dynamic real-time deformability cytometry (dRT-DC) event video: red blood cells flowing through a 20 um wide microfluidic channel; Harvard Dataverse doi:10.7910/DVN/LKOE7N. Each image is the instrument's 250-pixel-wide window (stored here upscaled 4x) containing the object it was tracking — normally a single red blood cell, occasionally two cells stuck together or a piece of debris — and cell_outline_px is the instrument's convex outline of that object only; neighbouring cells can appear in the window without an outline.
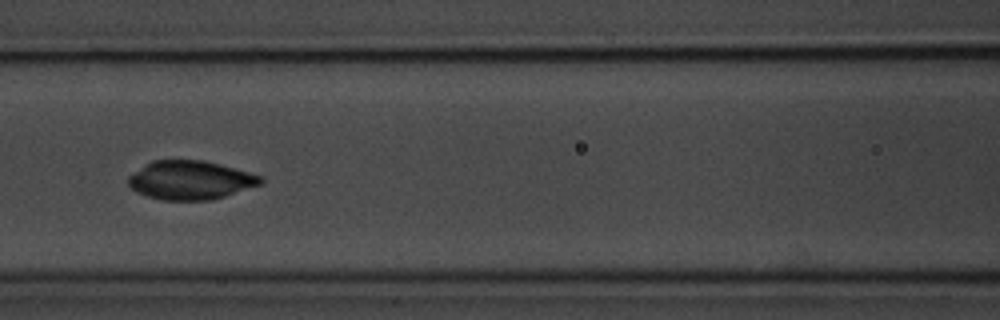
{"species": "common noctule bat (a hibernating species)", "species_latin": "Nyctalus noctula", "temperature_condition": "room temperature", "stored_images_in_passage": 8, "camera_frame_rate_fps": 3000, "um_per_image_px": 0.085, "animal": {"sex": "male", "body_mass_g": 20.1, "forearm_length_mm": 53.5}, "frame": {"image": 1, "passage_image": 4, "time_ms": 3.667, "image_size_px": [1000, 320], "cell_outline_px": [[264, 180], [260, 184], [212, 200], [164, 200], [148, 196], [136, 192], [128, 184], [128, 176], [152, 160], [204, 160], [220, 164], [248, 172], [260, 176]], "centroid_in_image_um": [16.15, 15.31], "position_along_channel_um": 150.4, "area_um2": 29.59}}
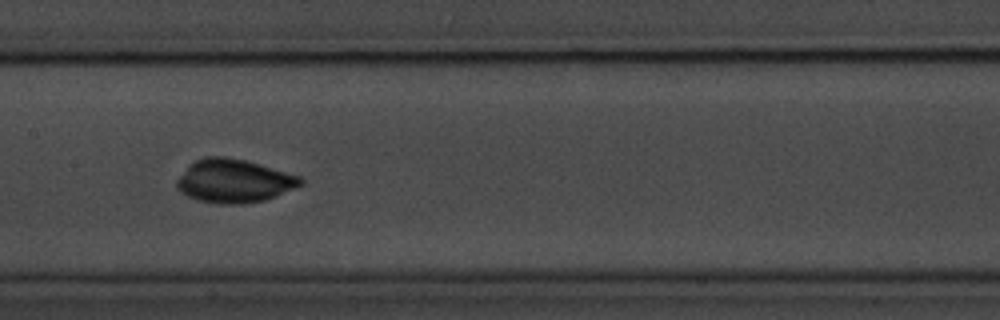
{"frame": {"image": 2, "passage_image": 5, "time_ms": 4.667, "image_size_px": [1000, 320], "cell_outline_px": [[304, 184], [276, 196], [264, 200], [244, 204], [220, 204], [196, 200], [180, 192], [176, 188], [176, 180], [188, 164], [204, 156], [224, 156], [244, 160], [260, 164], [300, 176], [304, 180]], "centroid_in_image_um": [19.86, 15.38], "position_along_channel_um": 187.5, "area_um2": 31.56}}
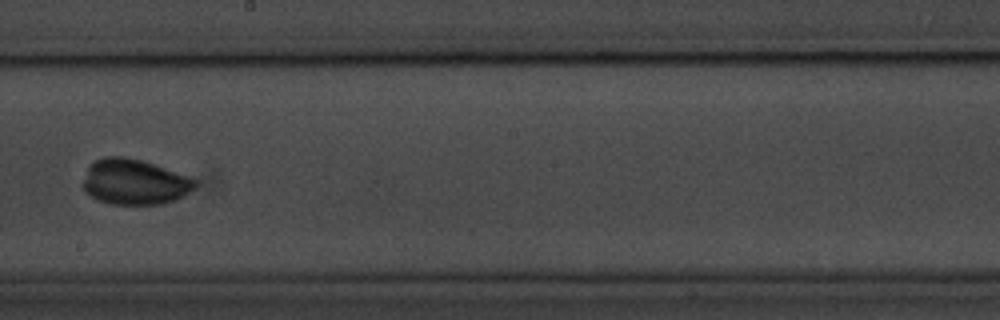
{"frame": {"image": 3, "passage_image": 6, "time_ms": 6.0, "image_size_px": [1000, 320], "cell_outline_px": [[196, 188], [184, 196], [176, 200], [160, 204], [112, 204], [96, 200], [84, 192], [84, 180], [88, 164], [104, 156], [124, 156], [140, 160], [188, 176], [196, 180]], "centroid_in_image_um": [11.41, 15.47], "position_along_channel_um": 236.8, "area_um2": 29.71}}